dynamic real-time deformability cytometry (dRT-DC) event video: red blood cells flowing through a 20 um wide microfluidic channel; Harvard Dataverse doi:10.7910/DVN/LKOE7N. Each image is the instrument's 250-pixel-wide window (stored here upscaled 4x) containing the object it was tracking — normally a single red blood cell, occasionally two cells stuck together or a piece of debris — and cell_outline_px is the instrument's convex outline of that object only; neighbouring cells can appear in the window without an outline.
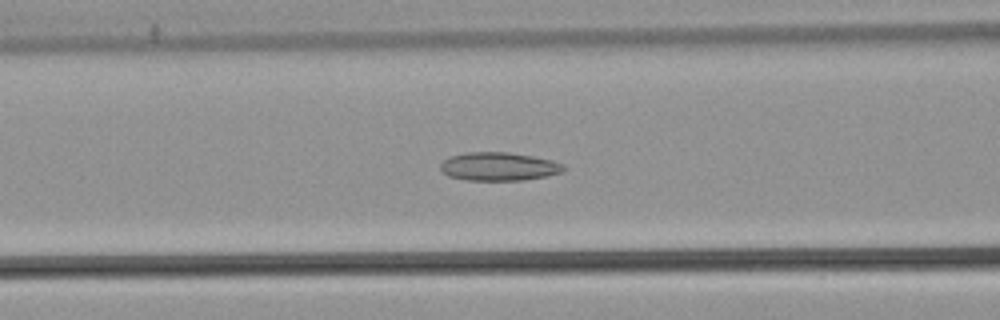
{"species": "common noctule bat (a hibernating species)", "species_latin": "Nyctalus noctula", "temperature_condition": "warm", "stored_images_in_passage": 54, "camera_frame_rate_fps": 3000, "um_per_image_px": 0.085, "animal": {"sex": "male", "body_mass_g": 21.5, "forearm_length_mm": 52.0}, "frame": {"image": 1, "passage_image": 23, "time_ms": 7.333, "image_size_px": [1000, 320], "cell_outline_px": [[568, 168], [564, 172], [548, 176], [524, 180], [468, 180], [448, 176], [440, 168], [440, 164], [448, 156], [468, 152], [508, 152], [532, 156], [552, 160], [564, 164]], "centroid_in_image_um": [42.44, 14.15], "position_along_channel_um": 124.2, "area_um2": 20.58}}
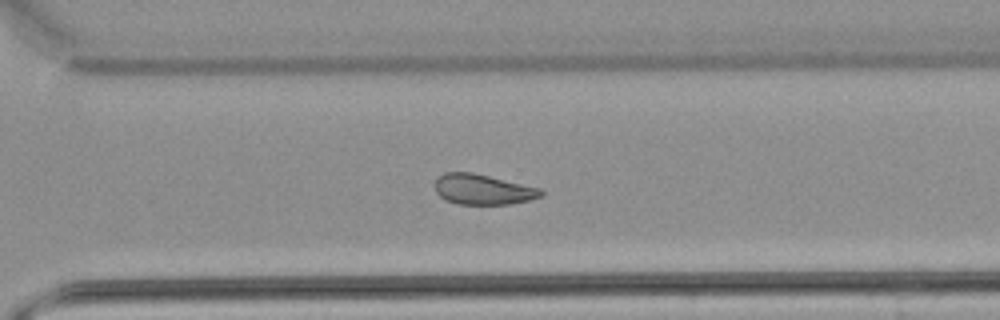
{"frame": {"image": 2, "passage_image": 39, "time_ms": 12.667, "image_size_px": [1000, 320], "cell_outline_px": [[544, 196], [528, 200], [508, 204], [456, 204], [444, 200], [436, 192], [436, 180], [444, 172], [472, 172], [540, 188], [544, 192]], "centroid_in_image_um": [41.04, 16.11], "position_along_channel_um": 329.6, "area_um2": 18.67}}
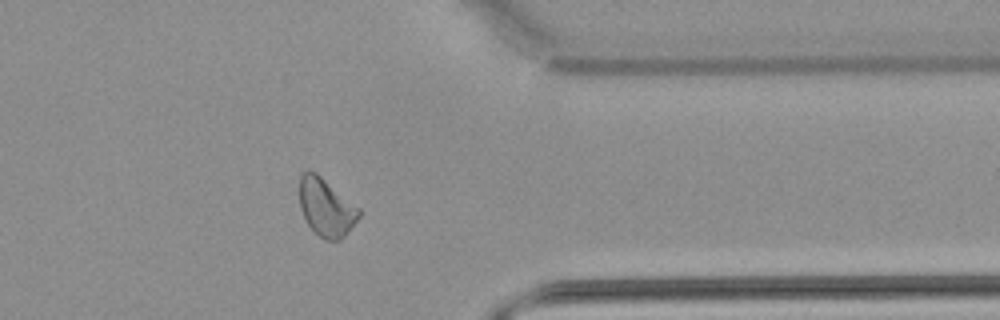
{"frame": {"image": 3, "passage_image": 44, "time_ms": 14.333, "image_size_px": [1000, 320], "cell_outline_px": [[360, 216], [344, 236], [340, 240], [324, 240], [308, 224], [300, 208], [300, 176], [304, 172], [316, 172], [360, 208]], "centroid_in_image_um": [27.73, 17.63], "position_along_channel_um": 383.7, "area_um2": 19.71}, "authors_computed_cell_mechanics": {"area_um2": 21.0392, "velocity_mm_per_s": 3.856, "shape_relaxation_time_tau1_ms": null, "shape_relaxation_time_tau2_ms": 9.3175, "deformation_change_tau1": null, "deformation_change_tau2": 0.1147}}